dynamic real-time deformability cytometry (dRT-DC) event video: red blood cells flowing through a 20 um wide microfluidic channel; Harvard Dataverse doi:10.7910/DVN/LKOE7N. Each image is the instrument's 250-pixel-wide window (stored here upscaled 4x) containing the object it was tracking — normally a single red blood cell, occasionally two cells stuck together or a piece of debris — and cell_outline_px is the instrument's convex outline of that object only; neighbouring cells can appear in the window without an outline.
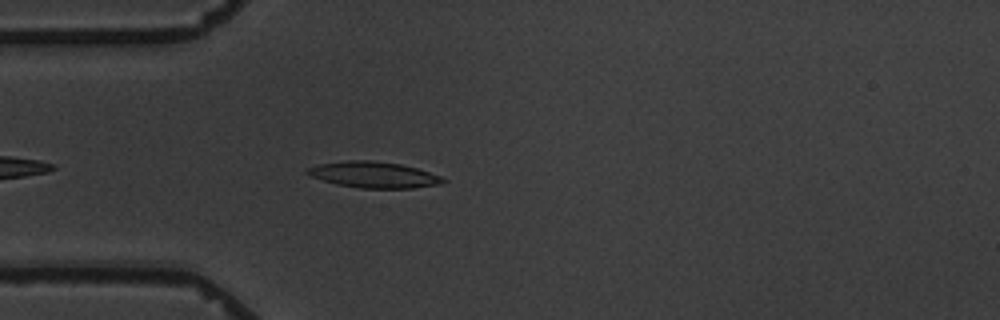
{"species": "common noctule bat (a hibernating species)", "species_latin": "Nyctalus noctula", "temperature_condition": "warm", "stored_images_in_passage": 3, "camera_frame_rate_fps": 3000, "um_per_image_px": 0.085, "animal": {"sex": "male", "body_mass_g": 19.5, "forearm_length_mm": 54.6}, "frame": {"image": 1, "passage_image": 3, "time_ms": 3.0, "image_size_px": [1000, 320], "cell_outline_px": [[448, 180], [440, 184], [412, 188], [360, 188], [336, 184], [308, 176], [304, 172], [308, 168], [320, 164], [348, 160], [372, 160], [400, 164], [416, 168], [440, 176]], "centroid_in_image_um": [31.74, 14.85], "position_along_channel_um": 53.3, "area_um2": 20.58}}